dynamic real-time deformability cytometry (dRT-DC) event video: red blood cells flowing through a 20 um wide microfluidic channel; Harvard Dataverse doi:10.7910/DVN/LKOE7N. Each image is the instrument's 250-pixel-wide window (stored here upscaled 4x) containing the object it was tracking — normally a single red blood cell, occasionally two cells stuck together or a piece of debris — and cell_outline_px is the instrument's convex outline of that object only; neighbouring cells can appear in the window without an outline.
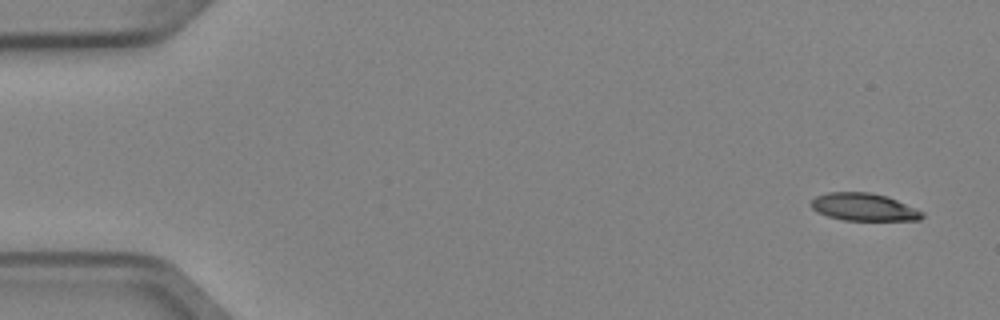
{"species": "Egyptian fruit bat (a non-hibernating species)", "species_latin": "Rousettus aegyptiacus", "temperature_condition": "cold", "stored_images_in_passage": 5, "camera_frame_rate_fps": 3000, "um_per_image_px": 0.085, "animal": {"sex": "female"}, "frame": {"image": 1, "passage_image": 5, "time_ms": 1.333, "image_size_px": [1000, 320], "cell_outline_px": [[924, 216], [920, 220], [844, 220], [828, 216], [816, 212], [808, 204], [816, 196], [828, 192], [868, 192], [888, 196], [924, 212]], "centroid_in_image_um": [73.4, 17.59], "position_along_channel_um": 11.6, "area_um2": 17.92}}